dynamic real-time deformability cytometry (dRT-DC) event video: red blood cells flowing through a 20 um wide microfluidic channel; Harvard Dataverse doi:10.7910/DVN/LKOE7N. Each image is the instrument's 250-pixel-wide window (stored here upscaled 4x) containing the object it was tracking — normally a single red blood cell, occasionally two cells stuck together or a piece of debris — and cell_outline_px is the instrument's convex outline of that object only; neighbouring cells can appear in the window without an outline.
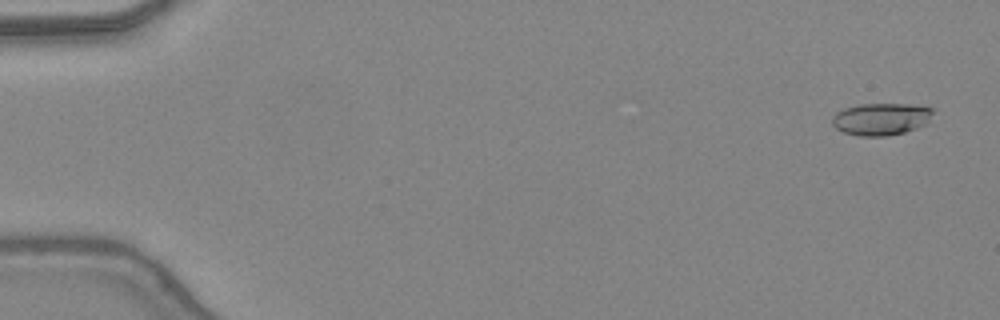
{"species": "common noctule bat (a hibernating species)", "species_latin": "Nyctalus noctula", "temperature_condition": "warm", "stored_images_in_passage": 48, "camera_frame_rate_fps": 3000, "um_per_image_px": 0.085, "animal": {"sex": "female", "body_mass_g": 24.6, "forearm_length_mm": 56.2}, "frame": {"image": 1, "passage_image": 3, "time_ms": 0.667, "image_size_px": [1000, 320], "cell_outline_px": [[932, 112], [928, 124], [904, 132], [888, 136], [860, 136], [844, 132], [836, 128], [832, 124], [832, 116], [836, 112], [844, 108], [860, 104], [908, 104], [932, 108]], "centroid_in_image_um": [74.88, 10.12], "position_along_channel_um": 10.1, "area_um2": 18.9}}
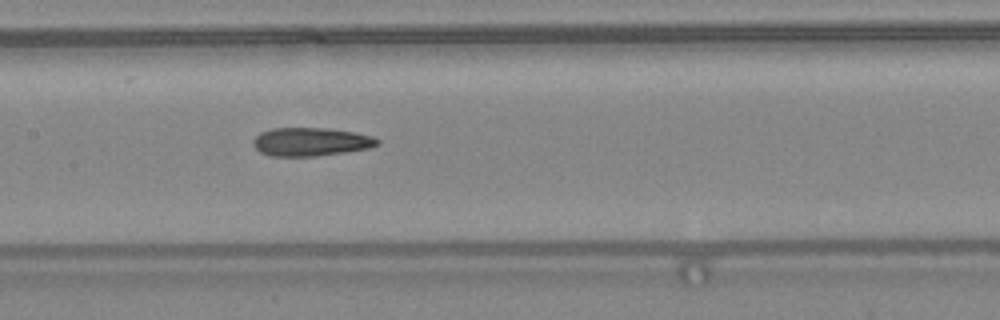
{"frame": {"image": 2, "passage_image": 25, "time_ms": 8.0, "image_size_px": [1000, 320], "cell_outline_px": [[380, 144], [372, 148], [316, 156], [272, 156], [260, 152], [252, 144], [252, 140], [260, 132], [272, 128], [328, 128], [356, 132], [372, 136], [380, 140]], "centroid_in_image_um": [26.44, 12.05], "position_along_channel_um": 181.0, "area_um2": 20.75}}
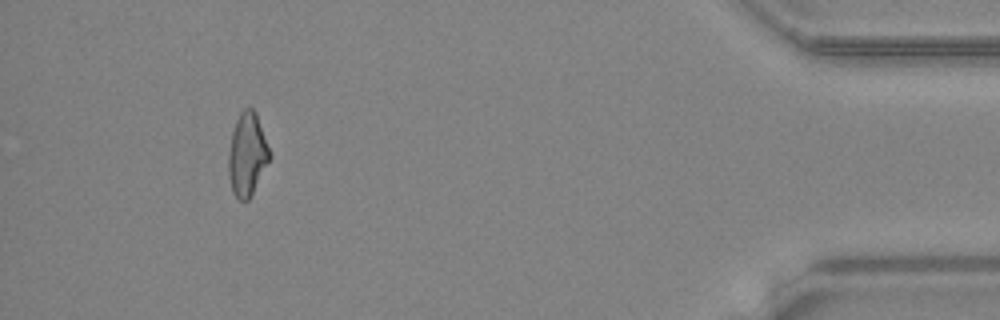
{"frame": {"image": 3, "passage_image": 45, "time_ms": 14.667, "image_size_px": [1000, 320], "cell_outline_px": [[272, 156], [248, 200], [240, 200], [232, 192], [228, 176], [228, 152], [232, 132], [236, 120], [240, 112], [244, 108], [252, 108], [256, 112]], "centroid_in_image_um": [21.0, 13.11], "position_along_channel_um": 414.2, "area_um2": 19.88}, "authors_computed_cell_mechanics": {"area_um2": 20.1433, "velocity_mm_per_s": 4.437, "shape_relaxation_time_tau1_ms": null, "shape_relaxation_time_tau2_ms": 4.3922, "deformation_change_tau1": null, "deformation_change_tau2": 0.165}}